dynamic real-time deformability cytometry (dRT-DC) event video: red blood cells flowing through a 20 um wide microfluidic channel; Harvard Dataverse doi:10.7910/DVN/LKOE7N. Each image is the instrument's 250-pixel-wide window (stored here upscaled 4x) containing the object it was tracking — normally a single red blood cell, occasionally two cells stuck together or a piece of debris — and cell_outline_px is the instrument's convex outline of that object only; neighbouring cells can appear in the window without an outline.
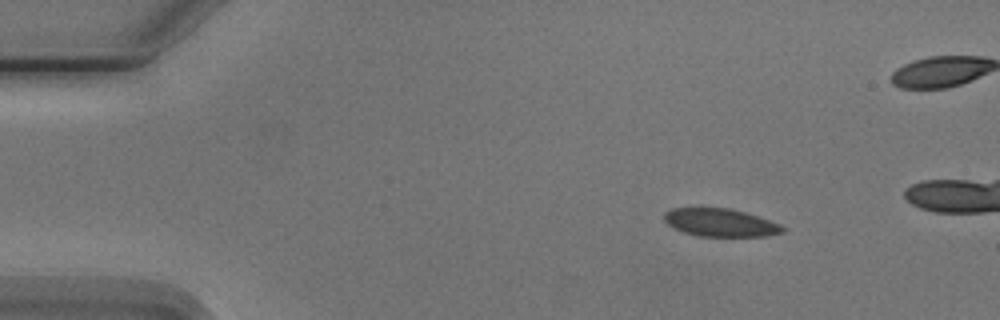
{"species": "Egyptian fruit bat (a non-hibernating species)", "species_latin": "Rousettus aegyptiacus", "temperature_condition": "cold", "stored_images_in_passage": 6, "camera_frame_rate_fps": 3000, "um_per_image_px": 0.085, "animal": {"sex": "male"}, "frame": {"image": 1, "passage_image": 1, "time_ms": 0.0, "image_size_px": [1000, 320], "cell_outline_px": [[788, 228], [784, 232], [768, 236], [700, 236], [684, 232], [668, 224], [664, 220], [664, 212], [672, 208], [728, 208], [744, 212], [780, 224]], "centroid_in_image_um": [61.26, 18.92], "position_along_channel_um": 23.7, "area_um2": 19.13}}
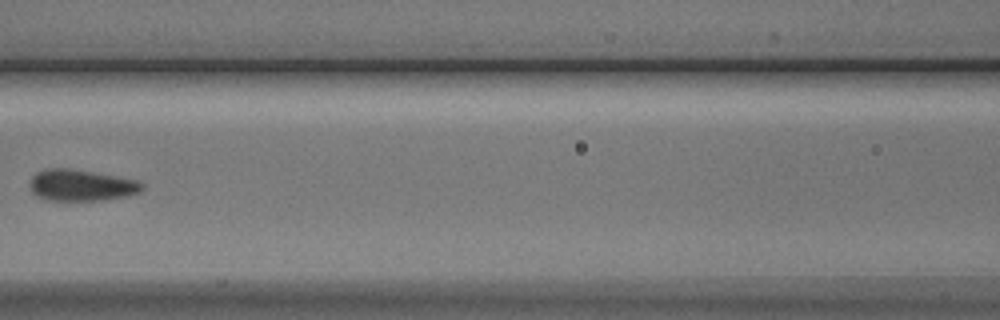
{"frame": {"image": 2, "passage_image": 5, "time_ms": 5.667, "image_size_px": [1000, 320], "cell_outline_px": [[144, 188], [140, 192], [128, 196], [104, 200], [44, 200], [36, 196], [32, 192], [28, 184], [32, 176], [36, 172], [44, 168], [68, 168], [140, 180], [144, 184]], "centroid_in_image_um": [6.9, 15.75], "position_along_channel_um": 159.7, "area_um2": 20.87}}
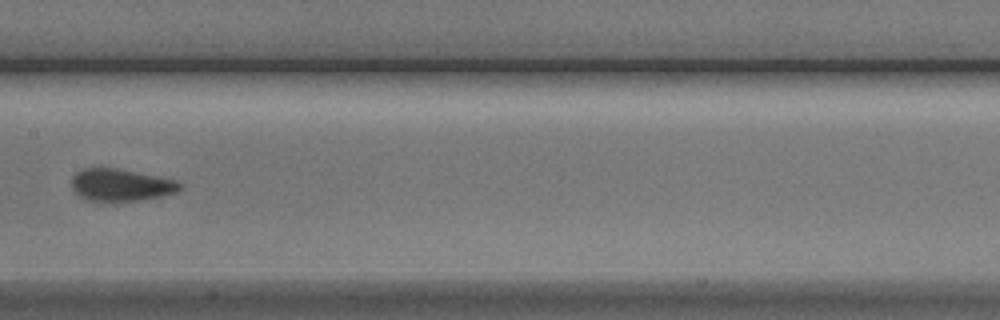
{"frame": {"image": 3, "passage_image": 6, "time_ms": 6.667, "image_size_px": [1000, 320], "cell_outline_px": [[184, 184], [176, 192], [144, 200], [100, 204], [84, 200], [72, 188], [72, 176], [76, 172], [84, 168], [116, 168], [176, 180]], "centroid_in_image_um": [10.23, 15.77], "position_along_channel_um": 197.2, "area_um2": 20.92}}